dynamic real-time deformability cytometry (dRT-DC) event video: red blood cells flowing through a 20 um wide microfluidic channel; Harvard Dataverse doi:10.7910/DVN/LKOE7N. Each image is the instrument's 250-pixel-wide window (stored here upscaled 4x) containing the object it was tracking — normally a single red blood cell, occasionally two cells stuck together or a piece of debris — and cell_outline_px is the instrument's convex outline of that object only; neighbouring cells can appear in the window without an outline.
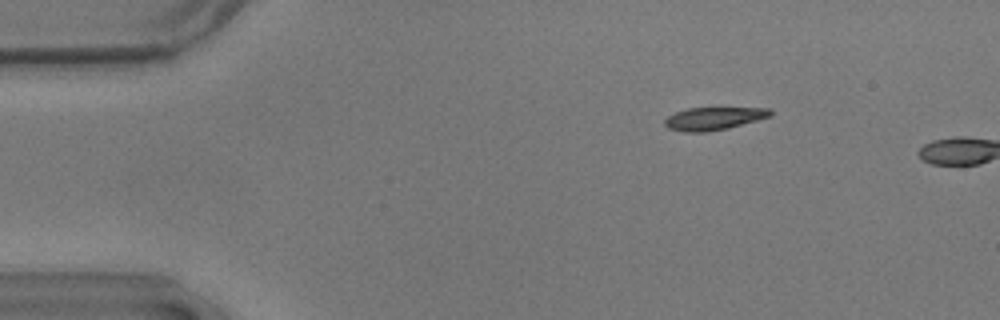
{"species": "common noctule bat (a hibernating species)", "species_latin": "Nyctalus noctula", "temperature_condition": "warm", "stored_images_in_passage": 3, "camera_frame_rate_fps": 3000, "um_per_image_px": 0.085, "animal": {"sex": "male", "body_mass_g": 17.9}, "frame": {"image": 1, "passage_image": 1, "time_ms": 0.0, "image_size_px": [1000, 320], "cell_outline_px": [[772, 116], [728, 128], [708, 132], [684, 132], [668, 128], [664, 124], [664, 120], [668, 116], [676, 112], [688, 108], [768, 108], [772, 112]], "centroid_in_image_um": [60.65, 10.08], "position_along_channel_um": 24.4, "area_um2": 13.99}}